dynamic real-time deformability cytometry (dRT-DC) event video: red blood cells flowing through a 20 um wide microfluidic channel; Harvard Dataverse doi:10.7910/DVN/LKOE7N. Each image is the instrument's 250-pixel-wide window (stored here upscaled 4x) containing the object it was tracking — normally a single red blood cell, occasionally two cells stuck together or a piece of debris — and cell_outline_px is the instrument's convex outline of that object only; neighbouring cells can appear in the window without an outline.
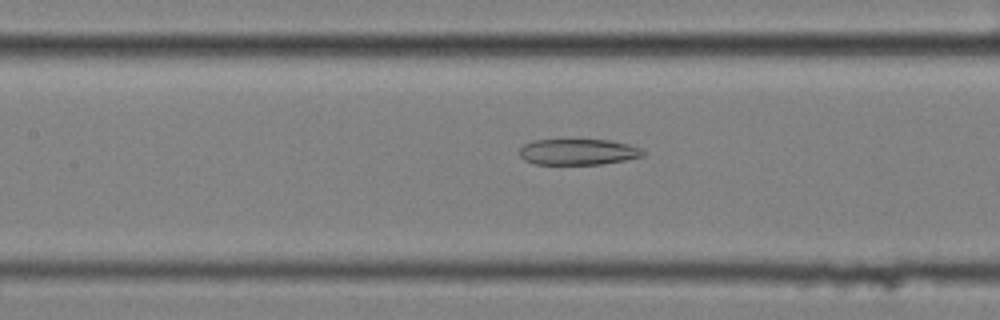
{"species": "common noctule bat (a hibernating species)", "species_latin": "Nyctalus noctula", "temperature_condition": "cold", "stored_images_in_passage": 58, "camera_frame_rate_fps": 3000, "um_per_image_px": 0.085, "animal": {"sex": "female", "body_mass_g": 25.1}, "frame": {"image": 1, "passage_image": 26, "time_ms": 8.333, "image_size_px": [1000, 320], "cell_outline_px": [[648, 152], [644, 156], [624, 160], [600, 164], [532, 164], [524, 160], [520, 156], [520, 148], [524, 144], [532, 140], [608, 140], [628, 144], [640, 148]], "centroid_in_image_um": [49.14, 12.91], "position_along_channel_um": 158.3, "area_um2": 18.73}}
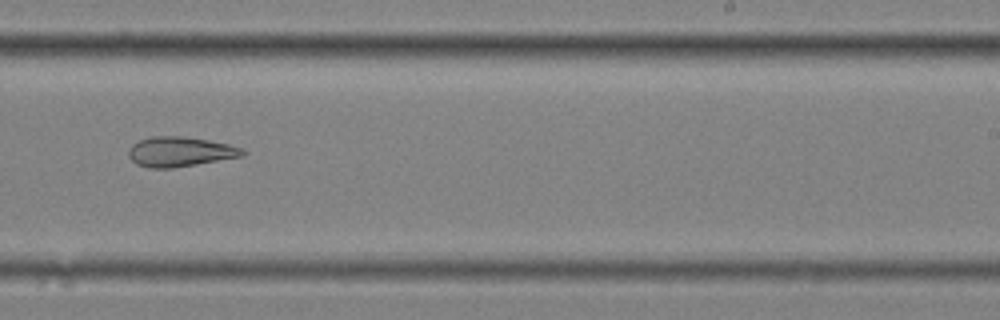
{"frame": {"image": 2, "passage_image": 36, "time_ms": 11.667, "image_size_px": [1000, 320], "cell_outline_px": [[248, 152], [244, 156], [172, 168], [148, 168], [136, 164], [128, 156], [128, 152], [132, 144], [140, 140], [152, 136], [180, 136], [208, 140], [228, 144], [244, 148]], "centroid_in_image_um": [15.32, 12.9], "position_along_channel_um": 273.7, "area_um2": 19.88}}
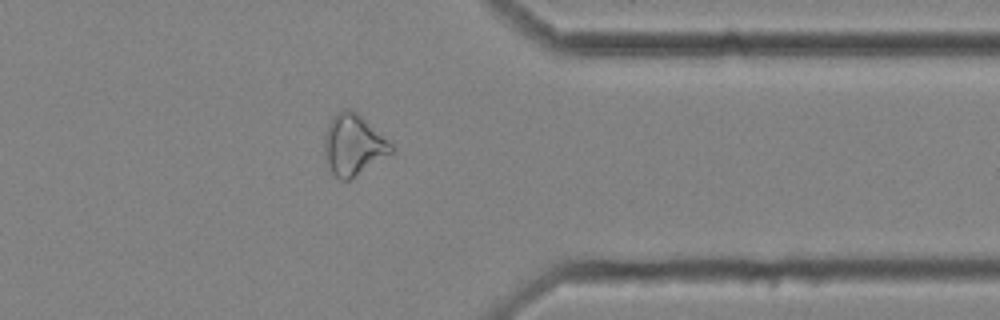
{"frame": {"image": 3, "passage_image": 46, "time_ms": 15.0, "image_size_px": [1000, 320], "cell_outline_px": [[396, 148], [392, 152], [352, 180], [340, 180], [332, 172], [328, 164], [324, 152], [324, 136], [328, 124], [332, 116], [344, 108], [348, 108], [356, 112], [392, 144]], "centroid_in_image_um": [30.02, 12.33], "position_along_channel_um": 381.4, "area_um2": 23.58}}